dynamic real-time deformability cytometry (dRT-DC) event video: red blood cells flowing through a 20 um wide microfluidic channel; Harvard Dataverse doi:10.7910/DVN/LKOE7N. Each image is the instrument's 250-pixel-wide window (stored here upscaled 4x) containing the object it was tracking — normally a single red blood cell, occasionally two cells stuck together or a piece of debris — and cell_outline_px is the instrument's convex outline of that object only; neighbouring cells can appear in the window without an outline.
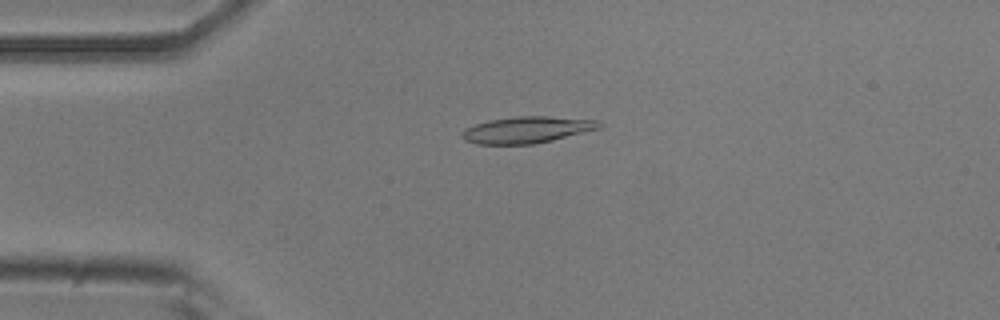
{"species": "common noctule bat (a hibernating species)", "species_latin": "Nyctalus noctula", "temperature_condition": "room temperature", "stored_images_in_passage": 43, "camera_frame_rate_fps": 3000, "um_per_image_px": 0.085, "animal": {"sex": "male", "body_mass_g": 20.5, "forearm_length_mm": 52.5}, "frame": {"image": 1, "passage_image": 3, "time_ms": 0.667, "image_size_px": [1000, 320], "cell_outline_px": [[604, 124], [600, 128], [552, 140], [532, 144], [476, 144], [464, 140], [460, 136], [460, 132], [464, 128], [488, 120], [516, 116], [548, 116], [596, 120]], "centroid_in_image_um": [44.74, 11.03], "position_along_channel_um": 40.3, "area_um2": 21.27}}
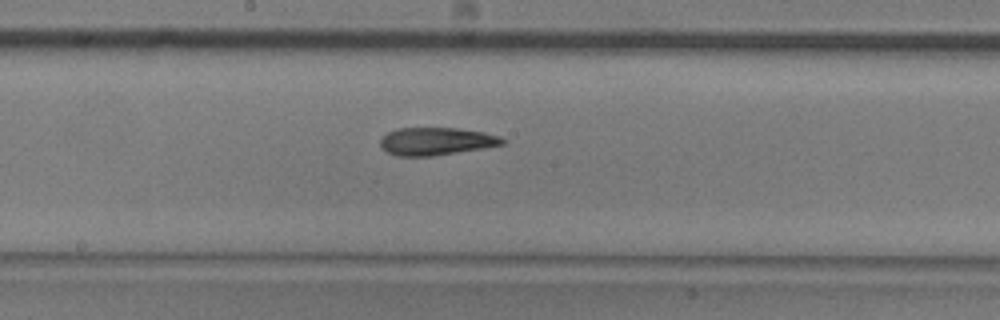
{"frame": {"image": 2, "passage_image": 18, "time_ms": 5.667, "image_size_px": [1000, 320], "cell_outline_px": [[508, 140], [504, 144], [484, 148], [432, 156], [396, 156], [380, 148], [380, 140], [388, 132], [396, 128], [456, 128], [484, 132], [500, 136]], "centroid_in_image_um": [37.09, 12.01], "position_along_channel_um": 211.1, "area_um2": 19.83}}
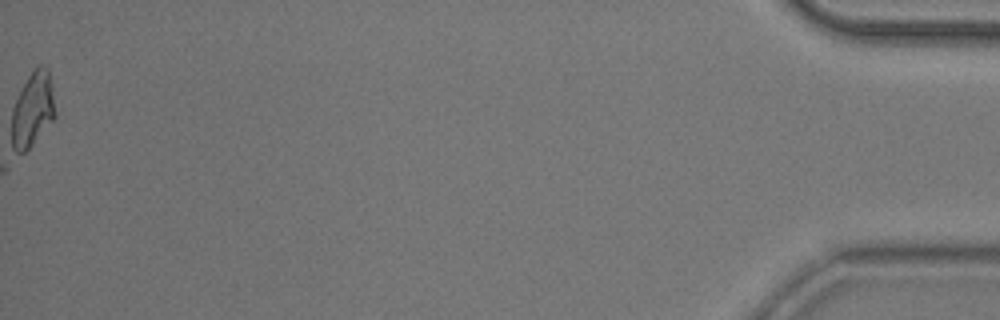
{"frame": {"image": 3, "passage_image": 43, "time_ms": 14.0, "image_size_px": [1000, 320], "cell_outline_px": [[56, 116], [32, 144], [24, 152], [16, 152], [12, 148], [12, 108], [28, 76], [40, 64], [44, 64], [48, 68], [52, 88], [56, 112]], "centroid_in_image_um": [2.79, 9.29], "position_along_channel_um": 432.4, "area_um2": 18.61}, "authors_computed_cell_mechanics": {"area_um2": 19.8254, "velocity_mm_per_s": 3.893, "shape_relaxation_time_tau1_ms": 7.1433, "shape_relaxation_time_tau2_ms": 5.2764, "deformation_change_tau1": 0.195, "deformation_change_tau2": 0.1474}}